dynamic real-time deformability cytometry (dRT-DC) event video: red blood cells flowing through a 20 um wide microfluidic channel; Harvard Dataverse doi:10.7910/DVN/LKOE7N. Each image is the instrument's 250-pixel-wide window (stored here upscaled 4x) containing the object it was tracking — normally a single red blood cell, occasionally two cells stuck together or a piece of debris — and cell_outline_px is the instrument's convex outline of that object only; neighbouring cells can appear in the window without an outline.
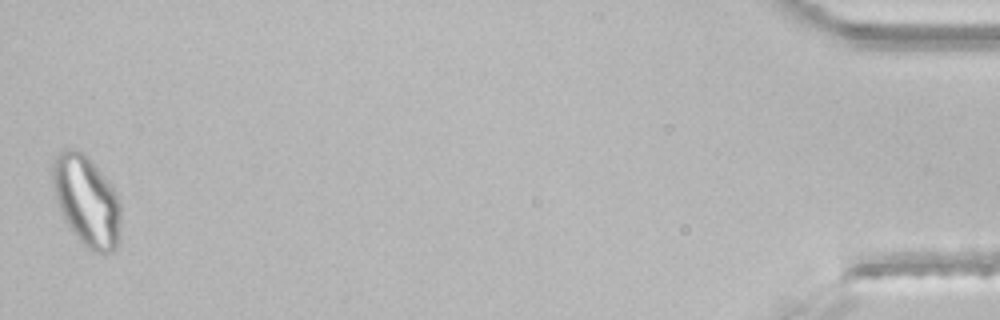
{"species": "common noctule bat (a hibernating species)", "species_latin": "Nyctalus noctula", "temperature_condition": "room temperature", "stored_images_in_passage": 35, "segment_of_instrument_passage": [2, 2], "camera_frame_rate_fps": 3000, "um_per_image_px": 0.085, "animal": {"sex": "male", "body_mass_g": 21.5, "forearm_length_mm": 52.0}, "frame": {"image": 1, "passage_image": 35, "time_ms": 11.333, "image_size_px": [1000, 320], "cell_outline_px": [[120, 232], [116, 248], [112, 252], [104, 256], [92, 252], [84, 248], [64, 220], [56, 200], [52, 176], [52, 168], [56, 156], [60, 148], [72, 148], [84, 152], [88, 156], [116, 192], [120, 204]], "centroid_in_image_um": [7.36, 17.11], "position_along_channel_um": 427.8, "area_um2": 36.41}}